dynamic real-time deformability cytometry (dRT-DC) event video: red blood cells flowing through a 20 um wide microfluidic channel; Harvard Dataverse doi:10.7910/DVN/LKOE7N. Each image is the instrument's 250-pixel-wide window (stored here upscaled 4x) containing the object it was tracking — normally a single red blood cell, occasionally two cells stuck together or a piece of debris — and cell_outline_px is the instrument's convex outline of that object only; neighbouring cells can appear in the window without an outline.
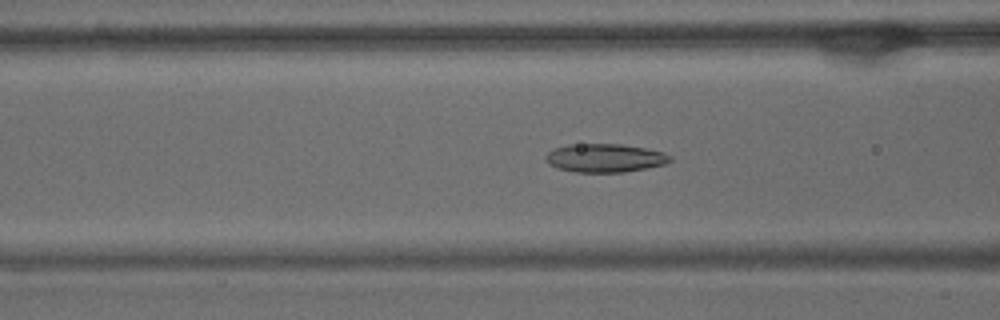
{"species": "common noctule bat (a hibernating species)", "species_latin": "Nyctalus noctula", "temperature_condition": "warm", "stored_images_in_passage": 54, "camera_frame_rate_fps": 3000, "um_per_image_px": 0.085, "animal": {"sex": "male", "body_mass_g": 15.6}, "frame": {"image": 1, "passage_image": 21, "time_ms": 6.667, "image_size_px": [1000, 320], "cell_outline_px": [[672, 160], [664, 164], [624, 172], [576, 172], [556, 168], [548, 164], [544, 160], [544, 156], [548, 152], [556, 148], [568, 144], [620, 144], [644, 148], [664, 152], [672, 156]], "centroid_in_image_um": [51.38, 13.43], "position_along_channel_um": 115.2, "area_um2": 20.63}}
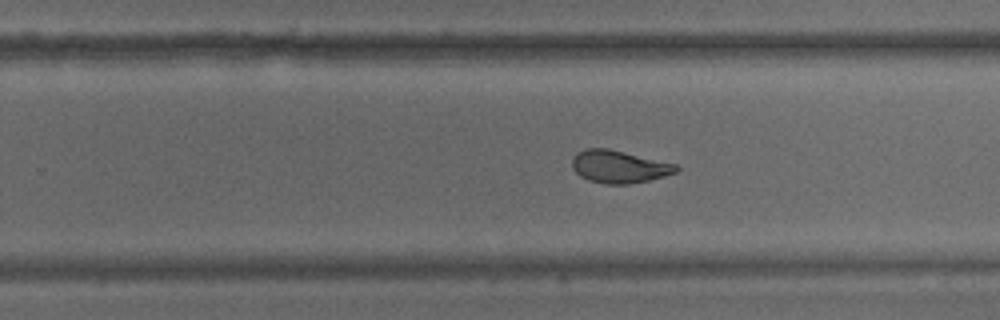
{"frame": {"image": 2, "passage_image": 34, "time_ms": 11.0, "image_size_px": [1000, 320], "cell_outline_px": [[680, 168], [676, 172], [664, 176], [648, 180], [628, 184], [604, 184], [588, 180], [580, 176], [572, 168], [572, 160], [576, 152], [584, 148], [608, 148], [676, 164]], "centroid_in_image_um": [52.59, 14.16], "position_along_channel_um": 277.2, "area_um2": 19.77}}
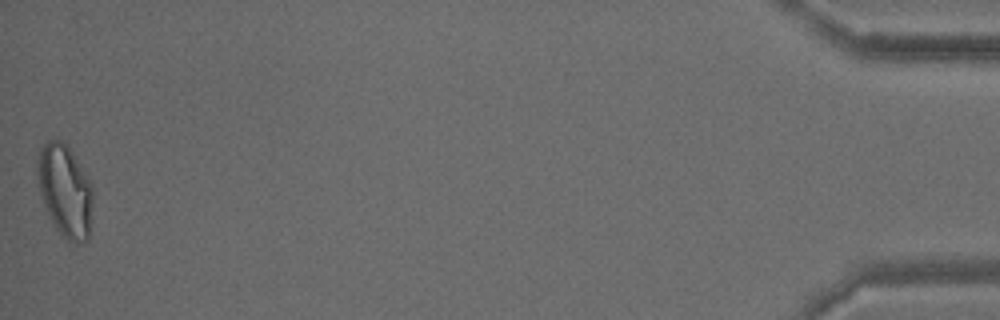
{"frame": {"image": 3, "passage_image": 54, "time_ms": 17.667, "image_size_px": [1000, 320], "cell_outline_px": [[92, 204], [88, 240], [80, 244], [68, 244], [60, 236], [48, 212], [40, 192], [36, 172], [40, 148], [48, 140], [60, 140], [72, 152], [80, 164], [92, 184]], "centroid_in_image_um": [5.54, 16.27], "position_along_channel_um": 429.7, "area_um2": 29.82}, "authors_computed_cell_mechanics": {"area_um2": 21.7617, "velocity_mm_per_s": 3.7388, "shape_relaxation_time_tau1_ms": null, "shape_relaxation_time_tau2_ms": 1.399, "deformation_change_tau1": null, "deformation_change_tau2": 0.0745}}